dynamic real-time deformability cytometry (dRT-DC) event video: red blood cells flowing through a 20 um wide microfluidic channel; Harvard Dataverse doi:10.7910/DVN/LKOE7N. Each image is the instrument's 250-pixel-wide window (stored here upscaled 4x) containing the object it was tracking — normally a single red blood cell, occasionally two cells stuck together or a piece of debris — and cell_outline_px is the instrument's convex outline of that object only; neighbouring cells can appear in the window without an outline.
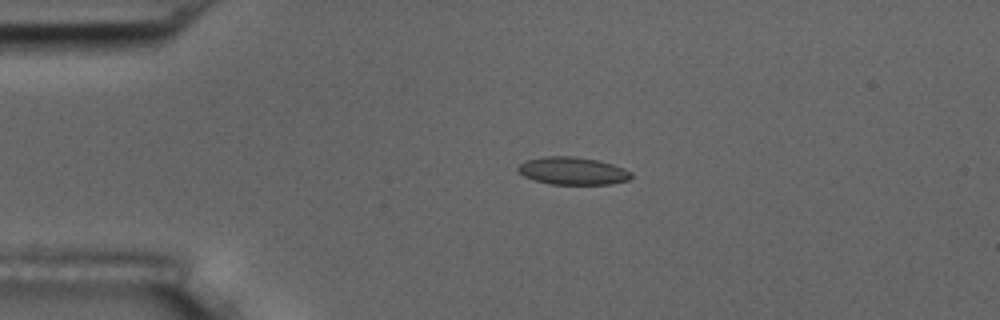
{"species": "common noctule bat (a hibernating species)", "species_latin": "Nyctalus noctula", "temperature_condition": "room temperature", "stored_images_in_passage": 5, "camera_frame_rate_fps": 3000, "um_per_image_px": 0.085, "animal": {"sex": "male", "body_mass_g": 17.5, "forearm_length_mm": 52.3}, "frame": {"image": 1, "passage_image": 4, "time_ms": 3.333, "image_size_px": [1000, 320], "cell_outline_px": [[632, 176], [628, 180], [608, 184], [552, 184], [536, 180], [524, 176], [516, 168], [524, 160], [544, 156], [576, 156], [596, 160], [612, 164], [624, 168], [632, 172]], "centroid_in_image_um": [48.67, 14.51], "position_along_channel_um": 36.3, "area_um2": 18.15}}